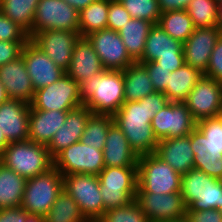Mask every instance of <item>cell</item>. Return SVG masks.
<instances>
[{"label":"cell","mask_w":222,"mask_h":222,"mask_svg":"<svg viewBox=\"0 0 222 222\" xmlns=\"http://www.w3.org/2000/svg\"><path fill=\"white\" fill-rule=\"evenodd\" d=\"M30 104L8 99L0 105V131L11 142L28 140Z\"/></svg>","instance_id":"20"},{"label":"cell","mask_w":222,"mask_h":222,"mask_svg":"<svg viewBox=\"0 0 222 222\" xmlns=\"http://www.w3.org/2000/svg\"><path fill=\"white\" fill-rule=\"evenodd\" d=\"M9 99L5 86L0 81V105Z\"/></svg>","instance_id":"51"},{"label":"cell","mask_w":222,"mask_h":222,"mask_svg":"<svg viewBox=\"0 0 222 222\" xmlns=\"http://www.w3.org/2000/svg\"><path fill=\"white\" fill-rule=\"evenodd\" d=\"M45 30L79 31V11L64 0H39L32 36Z\"/></svg>","instance_id":"12"},{"label":"cell","mask_w":222,"mask_h":222,"mask_svg":"<svg viewBox=\"0 0 222 222\" xmlns=\"http://www.w3.org/2000/svg\"><path fill=\"white\" fill-rule=\"evenodd\" d=\"M54 167L63 175H98L105 167L103 150H98L81 141L65 148L54 158Z\"/></svg>","instance_id":"11"},{"label":"cell","mask_w":222,"mask_h":222,"mask_svg":"<svg viewBox=\"0 0 222 222\" xmlns=\"http://www.w3.org/2000/svg\"><path fill=\"white\" fill-rule=\"evenodd\" d=\"M161 222H188L185 218L179 220H171V221H161Z\"/></svg>","instance_id":"54"},{"label":"cell","mask_w":222,"mask_h":222,"mask_svg":"<svg viewBox=\"0 0 222 222\" xmlns=\"http://www.w3.org/2000/svg\"><path fill=\"white\" fill-rule=\"evenodd\" d=\"M79 31L45 30L35 33L29 40L63 70H67Z\"/></svg>","instance_id":"16"},{"label":"cell","mask_w":222,"mask_h":222,"mask_svg":"<svg viewBox=\"0 0 222 222\" xmlns=\"http://www.w3.org/2000/svg\"><path fill=\"white\" fill-rule=\"evenodd\" d=\"M21 55L35 91L56 82L66 73L30 40L23 46Z\"/></svg>","instance_id":"18"},{"label":"cell","mask_w":222,"mask_h":222,"mask_svg":"<svg viewBox=\"0 0 222 222\" xmlns=\"http://www.w3.org/2000/svg\"><path fill=\"white\" fill-rule=\"evenodd\" d=\"M63 190V175L53 166L27 179L21 206L28 213L44 216Z\"/></svg>","instance_id":"7"},{"label":"cell","mask_w":222,"mask_h":222,"mask_svg":"<svg viewBox=\"0 0 222 222\" xmlns=\"http://www.w3.org/2000/svg\"><path fill=\"white\" fill-rule=\"evenodd\" d=\"M185 219L188 222H222V213L218 209L188 211L186 209Z\"/></svg>","instance_id":"46"},{"label":"cell","mask_w":222,"mask_h":222,"mask_svg":"<svg viewBox=\"0 0 222 222\" xmlns=\"http://www.w3.org/2000/svg\"><path fill=\"white\" fill-rule=\"evenodd\" d=\"M0 81L5 86L9 99L31 103L35 90L22 55L0 66Z\"/></svg>","instance_id":"22"},{"label":"cell","mask_w":222,"mask_h":222,"mask_svg":"<svg viewBox=\"0 0 222 222\" xmlns=\"http://www.w3.org/2000/svg\"><path fill=\"white\" fill-rule=\"evenodd\" d=\"M39 0H0V11L32 37V26Z\"/></svg>","instance_id":"32"},{"label":"cell","mask_w":222,"mask_h":222,"mask_svg":"<svg viewBox=\"0 0 222 222\" xmlns=\"http://www.w3.org/2000/svg\"><path fill=\"white\" fill-rule=\"evenodd\" d=\"M114 122L113 115L92 114L88 119L81 142L103 150L110 125Z\"/></svg>","instance_id":"36"},{"label":"cell","mask_w":222,"mask_h":222,"mask_svg":"<svg viewBox=\"0 0 222 222\" xmlns=\"http://www.w3.org/2000/svg\"><path fill=\"white\" fill-rule=\"evenodd\" d=\"M204 76L222 82V36L211 53L209 65Z\"/></svg>","instance_id":"44"},{"label":"cell","mask_w":222,"mask_h":222,"mask_svg":"<svg viewBox=\"0 0 222 222\" xmlns=\"http://www.w3.org/2000/svg\"><path fill=\"white\" fill-rule=\"evenodd\" d=\"M217 27L222 31V2L219 3Z\"/></svg>","instance_id":"53"},{"label":"cell","mask_w":222,"mask_h":222,"mask_svg":"<svg viewBox=\"0 0 222 222\" xmlns=\"http://www.w3.org/2000/svg\"><path fill=\"white\" fill-rule=\"evenodd\" d=\"M203 76L204 73L200 70L184 63L179 69L169 73L167 87L163 93L169 102H184Z\"/></svg>","instance_id":"28"},{"label":"cell","mask_w":222,"mask_h":222,"mask_svg":"<svg viewBox=\"0 0 222 222\" xmlns=\"http://www.w3.org/2000/svg\"><path fill=\"white\" fill-rule=\"evenodd\" d=\"M0 41H29L28 33L1 11Z\"/></svg>","instance_id":"41"},{"label":"cell","mask_w":222,"mask_h":222,"mask_svg":"<svg viewBox=\"0 0 222 222\" xmlns=\"http://www.w3.org/2000/svg\"><path fill=\"white\" fill-rule=\"evenodd\" d=\"M28 41H0V66L21 56L23 46Z\"/></svg>","instance_id":"45"},{"label":"cell","mask_w":222,"mask_h":222,"mask_svg":"<svg viewBox=\"0 0 222 222\" xmlns=\"http://www.w3.org/2000/svg\"><path fill=\"white\" fill-rule=\"evenodd\" d=\"M158 24L172 38L182 44L193 33L195 26L186 10L163 12Z\"/></svg>","instance_id":"34"},{"label":"cell","mask_w":222,"mask_h":222,"mask_svg":"<svg viewBox=\"0 0 222 222\" xmlns=\"http://www.w3.org/2000/svg\"><path fill=\"white\" fill-rule=\"evenodd\" d=\"M92 114L84 105L67 112L65 123L47 145L53 159L65 148L81 140L85 125Z\"/></svg>","instance_id":"21"},{"label":"cell","mask_w":222,"mask_h":222,"mask_svg":"<svg viewBox=\"0 0 222 222\" xmlns=\"http://www.w3.org/2000/svg\"><path fill=\"white\" fill-rule=\"evenodd\" d=\"M104 70L92 44L87 38L80 37L74 45L71 62L66 73L80 85Z\"/></svg>","instance_id":"23"},{"label":"cell","mask_w":222,"mask_h":222,"mask_svg":"<svg viewBox=\"0 0 222 222\" xmlns=\"http://www.w3.org/2000/svg\"><path fill=\"white\" fill-rule=\"evenodd\" d=\"M0 162L25 179L35 177L54 166L46 145L30 140L11 142L3 150Z\"/></svg>","instance_id":"3"},{"label":"cell","mask_w":222,"mask_h":222,"mask_svg":"<svg viewBox=\"0 0 222 222\" xmlns=\"http://www.w3.org/2000/svg\"><path fill=\"white\" fill-rule=\"evenodd\" d=\"M154 24L141 19L131 18L118 31L129 56L137 62L143 55L145 42Z\"/></svg>","instance_id":"30"},{"label":"cell","mask_w":222,"mask_h":222,"mask_svg":"<svg viewBox=\"0 0 222 222\" xmlns=\"http://www.w3.org/2000/svg\"><path fill=\"white\" fill-rule=\"evenodd\" d=\"M83 106L80 85L67 73L56 82L34 92L30 110L71 111Z\"/></svg>","instance_id":"8"},{"label":"cell","mask_w":222,"mask_h":222,"mask_svg":"<svg viewBox=\"0 0 222 222\" xmlns=\"http://www.w3.org/2000/svg\"><path fill=\"white\" fill-rule=\"evenodd\" d=\"M25 222H45V217L39 214L28 213Z\"/></svg>","instance_id":"50"},{"label":"cell","mask_w":222,"mask_h":222,"mask_svg":"<svg viewBox=\"0 0 222 222\" xmlns=\"http://www.w3.org/2000/svg\"><path fill=\"white\" fill-rule=\"evenodd\" d=\"M196 127L211 143L222 150V120L218 116L201 119L196 122Z\"/></svg>","instance_id":"40"},{"label":"cell","mask_w":222,"mask_h":222,"mask_svg":"<svg viewBox=\"0 0 222 222\" xmlns=\"http://www.w3.org/2000/svg\"><path fill=\"white\" fill-rule=\"evenodd\" d=\"M135 201L150 222L179 220L185 218L186 205L181 192L169 194L136 193Z\"/></svg>","instance_id":"17"},{"label":"cell","mask_w":222,"mask_h":222,"mask_svg":"<svg viewBox=\"0 0 222 222\" xmlns=\"http://www.w3.org/2000/svg\"><path fill=\"white\" fill-rule=\"evenodd\" d=\"M66 3L73 6L77 11H81L89 6L95 0H64Z\"/></svg>","instance_id":"49"},{"label":"cell","mask_w":222,"mask_h":222,"mask_svg":"<svg viewBox=\"0 0 222 222\" xmlns=\"http://www.w3.org/2000/svg\"><path fill=\"white\" fill-rule=\"evenodd\" d=\"M222 213V200H221V210H219Z\"/></svg>","instance_id":"56"},{"label":"cell","mask_w":222,"mask_h":222,"mask_svg":"<svg viewBox=\"0 0 222 222\" xmlns=\"http://www.w3.org/2000/svg\"><path fill=\"white\" fill-rule=\"evenodd\" d=\"M191 0H158L161 12L185 10Z\"/></svg>","instance_id":"48"},{"label":"cell","mask_w":222,"mask_h":222,"mask_svg":"<svg viewBox=\"0 0 222 222\" xmlns=\"http://www.w3.org/2000/svg\"><path fill=\"white\" fill-rule=\"evenodd\" d=\"M219 3L216 0H191L185 9L195 28L217 27Z\"/></svg>","instance_id":"37"},{"label":"cell","mask_w":222,"mask_h":222,"mask_svg":"<svg viewBox=\"0 0 222 222\" xmlns=\"http://www.w3.org/2000/svg\"><path fill=\"white\" fill-rule=\"evenodd\" d=\"M105 167L137 166L138 154L128 144L122 130L113 122L103 148Z\"/></svg>","instance_id":"26"},{"label":"cell","mask_w":222,"mask_h":222,"mask_svg":"<svg viewBox=\"0 0 222 222\" xmlns=\"http://www.w3.org/2000/svg\"><path fill=\"white\" fill-rule=\"evenodd\" d=\"M96 222H150L147 215L141 210L140 205L133 200L130 204L112 208Z\"/></svg>","instance_id":"39"},{"label":"cell","mask_w":222,"mask_h":222,"mask_svg":"<svg viewBox=\"0 0 222 222\" xmlns=\"http://www.w3.org/2000/svg\"><path fill=\"white\" fill-rule=\"evenodd\" d=\"M196 120L184 102H168L151 120L158 140L189 135L196 127Z\"/></svg>","instance_id":"13"},{"label":"cell","mask_w":222,"mask_h":222,"mask_svg":"<svg viewBox=\"0 0 222 222\" xmlns=\"http://www.w3.org/2000/svg\"><path fill=\"white\" fill-rule=\"evenodd\" d=\"M155 154L181 175L194 168L190 134L159 140Z\"/></svg>","instance_id":"25"},{"label":"cell","mask_w":222,"mask_h":222,"mask_svg":"<svg viewBox=\"0 0 222 222\" xmlns=\"http://www.w3.org/2000/svg\"><path fill=\"white\" fill-rule=\"evenodd\" d=\"M109 0H95L79 12V34L88 35L107 28Z\"/></svg>","instance_id":"33"},{"label":"cell","mask_w":222,"mask_h":222,"mask_svg":"<svg viewBox=\"0 0 222 222\" xmlns=\"http://www.w3.org/2000/svg\"><path fill=\"white\" fill-rule=\"evenodd\" d=\"M9 143L10 142L6 139L5 135L0 131V156Z\"/></svg>","instance_id":"52"},{"label":"cell","mask_w":222,"mask_h":222,"mask_svg":"<svg viewBox=\"0 0 222 222\" xmlns=\"http://www.w3.org/2000/svg\"><path fill=\"white\" fill-rule=\"evenodd\" d=\"M218 117L222 120V108H221V110H220V112H219Z\"/></svg>","instance_id":"55"},{"label":"cell","mask_w":222,"mask_h":222,"mask_svg":"<svg viewBox=\"0 0 222 222\" xmlns=\"http://www.w3.org/2000/svg\"><path fill=\"white\" fill-rule=\"evenodd\" d=\"M168 102L164 93L154 92L139 101L124 102L113 115L114 122L138 156L155 153L159 140L154 134L151 120Z\"/></svg>","instance_id":"1"},{"label":"cell","mask_w":222,"mask_h":222,"mask_svg":"<svg viewBox=\"0 0 222 222\" xmlns=\"http://www.w3.org/2000/svg\"><path fill=\"white\" fill-rule=\"evenodd\" d=\"M181 195L188 211L221 210L222 180L192 168L181 176Z\"/></svg>","instance_id":"5"},{"label":"cell","mask_w":222,"mask_h":222,"mask_svg":"<svg viewBox=\"0 0 222 222\" xmlns=\"http://www.w3.org/2000/svg\"><path fill=\"white\" fill-rule=\"evenodd\" d=\"M184 103L196 121L217 117L222 108V82L203 76Z\"/></svg>","instance_id":"15"},{"label":"cell","mask_w":222,"mask_h":222,"mask_svg":"<svg viewBox=\"0 0 222 222\" xmlns=\"http://www.w3.org/2000/svg\"><path fill=\"white\" fill-rule=\"evenodd\" d=\"M63 189L76 201L88 222H96L103 215V199L98 176L92 174L63 176Z\"/></svg>","instance_id":"9"},{"label":"cell","mask_w":222,"mask_h":222,"mask_svg":"<svg viewBox=\"0 0 222 222\" xmlns=\"http://www.w3.org/2000/svg\"><path fill=\"white\" fill-rule=\"evenodd\" d=\"M44 217L45 222H88L76 201L64 190Z\"/></svg>","instance_id":"35"},{"label":"cell","mask_w":222,"mask_h":222,"mask_svg":"<svg viewBox=\"0 0 222 222\" xmlns=\"http://www.w3.org/2000/svg\"><path fill=\"white\" fill-rule=\"evenodd\" d=\"M190 142L194 154V168L222 180V150L211 143L197 127L190 133Z\"/></svg>","instance_id":"24"},{"label":"cell","mask_w":222,"mask_h":222,"mask_svg":"<svg viewBox=\"0 0 222 222\" xmlns=\"http://www.w3.org/2000/svg\"><path fill=\"white\" fill-rule=\"evenodd\" d=\"M149 73L152 85L155 92H164L167 87L170 70L164 68H158V64L155 61L142 63Z\"/></svg>","instance_id":"43"},{"label":"cell","mask_w":222,"mask_h":222,"mask_svg":"<svg viewBox=\"0 0 222 222\" xmlns=\"http://www.w3.org/2000/svg\"><path fill=\"white\" fill-rule=\"evenodd\" d=\"M26 181L0 162V209L21 205Z\"/></svg>","instance_id":"31"},{"label":"cell","mask_w":222,"mask_h":222,"mask_svg":"<svg viewBox=\"0 0 222 222\" xmlns=\"http://www.w3.org/2000/svg\"><path fill=\"white\" fill-rule=\"evenodd\" d=\"M28 212L22 206L0 209V222H25Z\"/></svg>","instance_id":"47"},{"label":"cell","mask_w":222,"mask_h":222,"mask_svg":"<svg viewBox=\"0 0 222 222\" xmlns=\"http://www.w3.org/2000/svg\"><path fill=\"white\" fill-rule=\"evenodd\" d=\"M107 28L118 32L131 19V15L119 0H109Z\"/></svg>","instance_id":"42"},{"label":"cell","mask_w":222,"mask_h":222,"mask_svg":"<svg viewBox=\"0 0 222 222\" xmlns=\"http://www.w3.org/2000/svg\"><path fill=\"white\" fill-rule=\"evenodd\" d=\"M67 112L30 110L28 140L47 146L57 130L65 123Z\"/></svg>","instance_id":"27"},{"label":"cell","mask_w":222,"mask_h":222,"mask_svg":"<svg viewBox=\"0 0 222 222\" xmlns=\"http://www.w3.org/2000/svg\"><path fill=\"white\" fill-rule=\"evenodd\" d=\"M99 56L105 70H125L135 61L127 53L118 32L105 28L86 37Z\"/></svg>","instance_id":"14"},{"label":"cell","mask_w":222,"mask_h":222,"mask_svg":"<svg viewBox=\"0 0 222 222\" xmlns=\"http://www.w3.org/2000/svg\"><path fill=\"white\" fill-rule=\"evenodd\" d=\"M123 77L125 102L139 101L155 92L149 73L142 63H132L123 70Z\"/></svg>","instance_id":"29"},{"label":"cell","mask_w":222,"mask_h":222,"mask_svg":"<svg viewBox=\"0 0 222 222\" xmlns=\"http://www.w3.org/2000/svg\"><path fill=\"white\" fill-rule=\"evenodd\" d=\"M83 105L93 114L114 115L125 102L121 70H104L80 84Z\"/></svg>","instance_id":"2"},{"label":"cell","mask_w":222,"mask_h":222,"mask_svg":"<svg viewBox=\"0 0 222 222\" xmlns=\"http://www.w3.org/2000/svg\"><path fill=\"white\" fill-rule=\"evenodd\" d=\"M221 36L222 31L218 27L195 28L190 37L183 43L185 64L205 74L211 53Z\"/></svg>","instance_id":"19"},{"label":"cell","mask_w":222,"mask_h":222,"mask_svg":"<svg viewBox=\"0 0 222 222\" xmlns=\"http://www.w3.org/2000/svg\"><path fill=\"white\" fill-rule=\"evenodd\" d=\"M129 12L131 18L158 24L162 14L158 0H119Z\"/></svg>","instance_id":"38"},{"label":"cell","mask_w":222,"mask_h":222,"mask_svg":"<svg viewBox=\"0 0 222 222\" xmlns=\"http://www.w3.org/2000/svg\"><path fill=\"white\" fill-rule=\"evenodd\" d=\"M105 211L130 204L137 193V166L104 167L97 175Z\"/></svg>","instance_id":"6"},{"label":"cell","mask_w":222,"mask_h":222,"mask_svg":"<svg viewBox=\"0 0 222 222\" xmlns=\"http://www.w3.org/2000/svg\"><path fill=\"white\" fill-rule=\"evenodd\" d=\"M181 174L155 153L140 155L137 164V193L181 192Z\"/></svg>","instance_id":"4"},{"label":"cell","mask_w":222,"mask_h":222,"mask_svg":"<svg viewBox=\"0 0 222 222\" xmlns=\"http://www.w3.org/2000/svg\"><path fill=\"white\" fill-rule=\"evenodd\" d=\"M150 61H155L158 68L171 72L179 69L185 63L183 44L169 36L159 24L151 27L145 42L144 53L137 62Z\"/></svg>","instance_id":"10"}]
</instances>
